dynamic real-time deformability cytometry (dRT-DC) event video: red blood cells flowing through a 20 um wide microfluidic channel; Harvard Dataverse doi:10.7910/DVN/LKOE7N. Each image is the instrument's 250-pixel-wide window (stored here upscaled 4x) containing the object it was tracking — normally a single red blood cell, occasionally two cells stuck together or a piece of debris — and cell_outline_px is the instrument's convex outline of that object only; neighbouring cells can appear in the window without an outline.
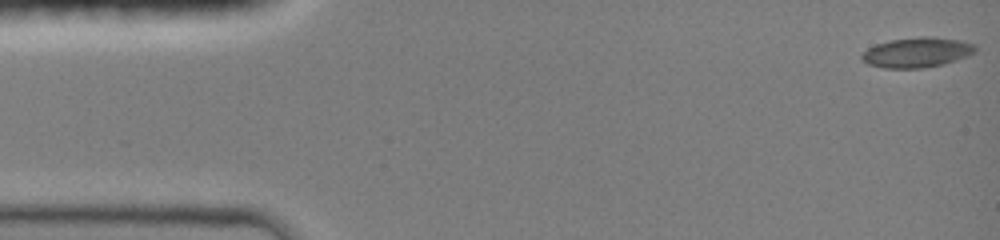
{"species": "common noctule bat (a hibernating species)", "species_latin": "Nyctalus noctula", "temperature_condition": "room temperature", "stored_images_in_passage": 96, "camera_frame_rate_fps": 3000, "um_per_image_px": 0.085, "animal": {"sex": "female", "body_mass_g": 19.0, "forearm_length_mm": 51.5}, "frame": {"image": 1, "passage_image": 1, "time_ms": 0.0, "image_size_px": [1000, 240], "cell_outline_px": [[976, 52], [944, 64], [924, 68], [884, 68], [868, 64], [860, 60], [860, 56], [868, 48], [876, 44], [892, 40], [920, 36], [932, 36], [960, 40], [976, 44]], "centroid_in_image_um": [77.94, 4.45], "position_along_channel_um": 7.1, "area_um2": 19.94}}
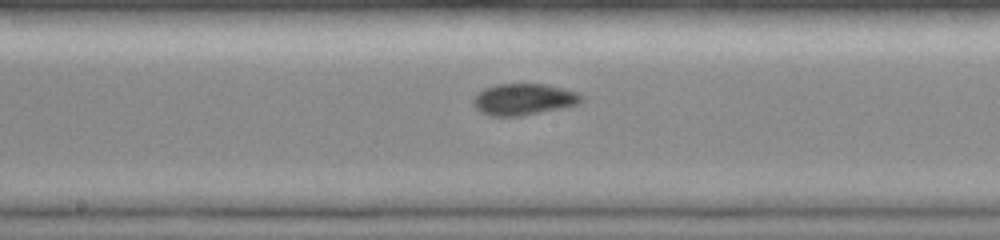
{"frame": {"image": 2, "passage_image": 69, "time_ms": 7.667, "image_size_px": [1000, 240], "cell_outline_px": [[584, 100], [568, 108], [520, 116], [492, 116], [480, 112], [472, 104], [472, 100], [484, 88], [496, 84], [544, 84], [564, 88], [576, 92], [584, 96]], "centroid_in_image_um": [44.55, 8.45], "position_along_channel_um": 203.7, "area_um2": 20.06}}
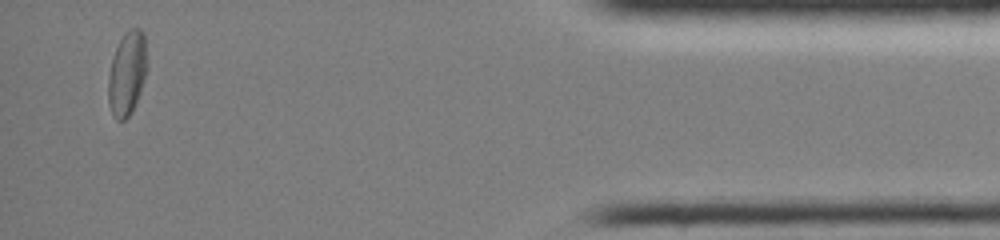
{"frame": {"image": 3, "passage_image": 96, "time_ms": 14.333, "image_size_px": [1000, 240], "cell_outline_px": [[148, 68], [140, 92], [132, 112], [124, 120], [116, 120], [112, 116], [108, 104], [108, 76], [112, 60], [116, 48], [124, 32], [128, 28], [140, 28], [144, 32]], "centroid_in_image_um": [10.81, 6.23], "position_along_channel_um": 424.4, "area_um2": 19.31}, "authors_computed_cell_mechanics": {"area_um2": 18.7272, "velocity_mm_per_s": 4.1371, "shape_relaxation_time_tau1_ms": 8.6551, "shape_relaxation_time_tau2_ms": 2.9309, "deformation_change_tau1": 0.1606, "deformation_change_tau2": 0.0549}}